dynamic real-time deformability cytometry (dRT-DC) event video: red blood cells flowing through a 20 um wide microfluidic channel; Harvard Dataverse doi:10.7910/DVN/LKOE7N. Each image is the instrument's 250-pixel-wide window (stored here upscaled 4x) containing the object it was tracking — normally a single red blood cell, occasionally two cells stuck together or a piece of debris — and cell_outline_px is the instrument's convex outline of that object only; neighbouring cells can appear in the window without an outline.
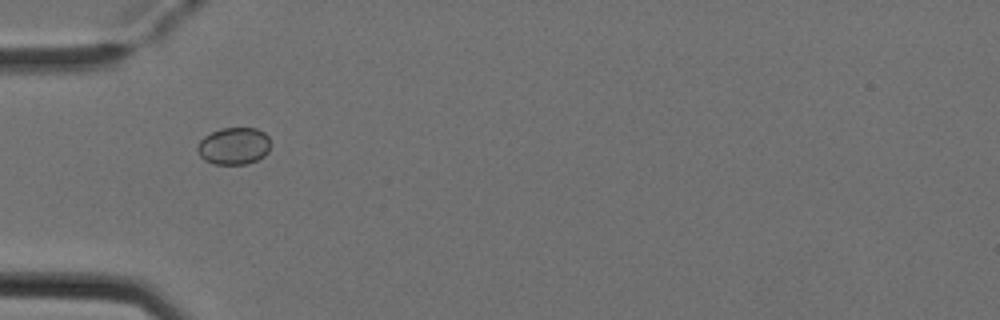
{"species": "Egyptian fruit bat (a non-hibernating species)", "species_latin": "Rousettus aegyptiacus", "temperature_condition": "cold", "stored_images_in_passage": 7, "camera_frame_rate_fps": 3000, "um_per_image_px": 0.085, "animal": {"sex": "female"}, "frame": {"image": 1, "passage_image": 5, "time_ms": 1.333, "image_size_px": [1000, 320], "cell_outline_px": [[268, 152], [264, 156], [248, 164], [212, 164], [204, 160], [200, 156], [196, 148], [200, 140], [204, 136], [220, 128], [256, 128], [264, 132], [268, 136]], "centroid_in_image_um": [19.85, 12.41], "position_along_channel_um": 65.2, "area_um2": 15.84}}
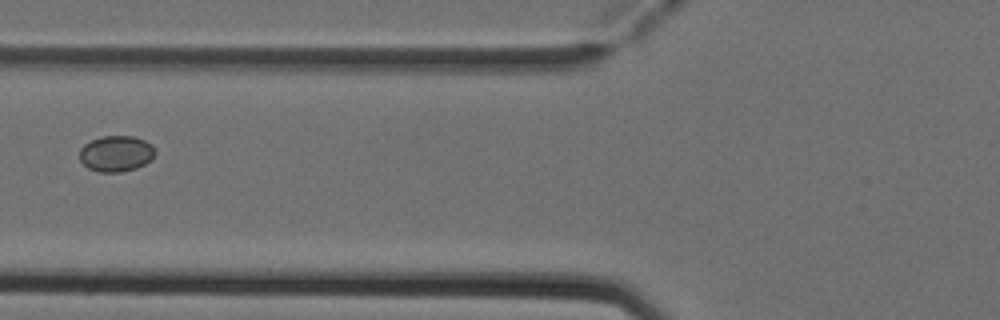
{"frame": {"image": 2, "passage_image": 6, "time_ms": 1.667, "image_size_px": [1000, 320], "cell_outline_px": [[156, 152], [152, 160], [136, 168], [120, 172], [96, 172], [88, 168], [80, 160], [80, 148], [84, 144], [100, 136], [132, 136], [144, 140], [152, 144]], "centroid_in_image_um": [9.88, 13.06], "position_along_channel_um": 115.9, "area_um2": 15.95}}
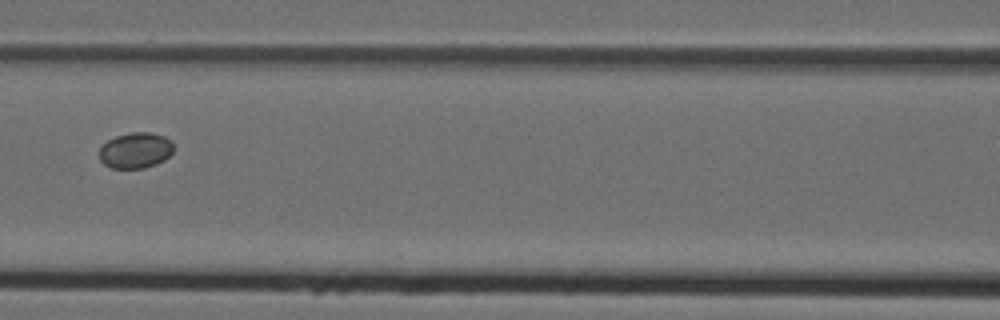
{"frame": {"image": 3, "passage_image": 7, "time_ms": 2.0, "image_size_px": [1000, 320], "cell_outline_px": [[172, 152], [164, 160], [156, 164], [144, 168], [112, 168], [104, 164], [100, 160], [100, 148], [108, 140], [116, 136], [128, 132], [152, 132], [164, 136], [172, 140]], "centroid_in_image_um": [11.53, 12.77], "position_along_channel_um": 155.1, "area_um2": 15.49}}